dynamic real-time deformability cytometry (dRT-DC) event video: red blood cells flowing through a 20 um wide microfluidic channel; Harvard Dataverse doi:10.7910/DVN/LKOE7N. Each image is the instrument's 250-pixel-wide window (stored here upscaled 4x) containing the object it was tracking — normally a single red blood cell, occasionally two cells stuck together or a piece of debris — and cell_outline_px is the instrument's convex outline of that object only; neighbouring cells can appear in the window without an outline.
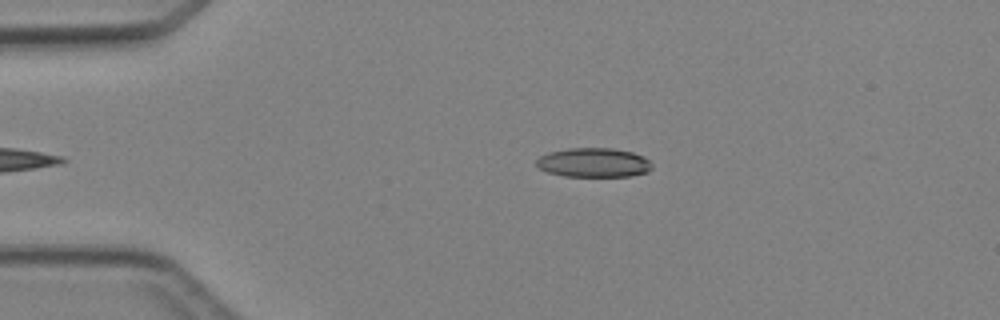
{"species": "Egyptian fruit bat (a non-hibernating species)", "species_latin": "Rousettus aegyptiacus", "temperature_condition": "cold", "stored_images_in_passage": 5, "camera_frame_rate_fps": 3000, "um_per_image_px": 0.085, "animal": {"sex": "female"}, "frame": {"image": 1, "passage_image": 5, "time_ms": 4.667, "image_size_px": [1000, 320], "cell_outline_px": [[652, 168], [648, 172], [628, 176], [564, 176], [548, 172], [540, 168], [536, 164], [536, 160], [540, 156], [548, 152], [568, 148], [612, 148], [632, 152], [644, 156], [652, 164]], "centroid_in_image_um": [50.47, 13.81], "position_along_channel_um": 34.5, "area_um2": 19.71}}